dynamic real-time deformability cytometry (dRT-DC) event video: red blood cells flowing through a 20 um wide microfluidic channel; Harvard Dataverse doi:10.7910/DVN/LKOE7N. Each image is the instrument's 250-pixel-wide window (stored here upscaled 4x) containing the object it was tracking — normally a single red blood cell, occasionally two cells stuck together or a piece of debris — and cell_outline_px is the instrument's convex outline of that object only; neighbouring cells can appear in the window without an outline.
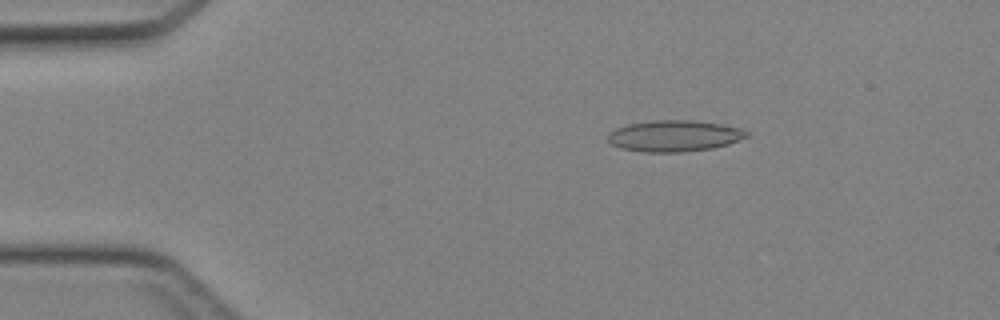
{"species": "Egyptian fruit bat (a non-hibernating species)", "species_latin": "Rousettus aegyptiacus", "temperature_condition": "cold", "stored_images_in_passage": 45, "camera_frame_rate_fps": 3000, "um_per_image_px": 0.085, "animal": {"sex": "female"}, "frame": {"image": 1, "passage_image": 8, "time_ms": 2.333, "image_size_px": [1000, 320], "cell_outline_px": [[748, 136], [728, 144], [712, 148], [684, 152], [644, 152], [620, 148], [612, 144], [608, 140], [608, 132], [616, 128], [628, 124], [652, 120], [692, 120], [720, 124], [740, 128], [748, 132]], "centroid_in_image_um": [57.29, 11.55], "position_along_channel_um": 27.7, "area_um2": 25.26}}
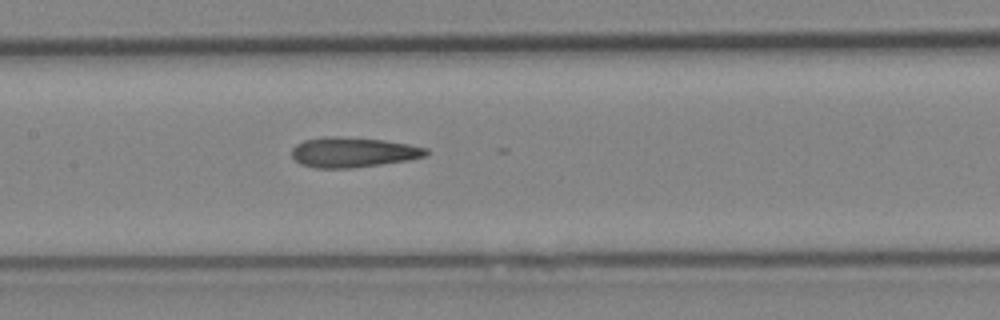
{"frame": {"image": 2, "passage_image": 22, "time_ms": 7.0, "image_size_px": [1000, 320], "cell_outline_px": [[428, 156], [408, 160], [380, 164], [348, 168], [316, 168], [300, 164], [292, 156], [292, 148], [296, 144], [304, 140], [324, 136], [336, 136], [384, 140], [408, 144], [428, 148]], "centroid_in_image_um": [30.01, 12.94], "position_along_channel_um": 177.4, "area_um2": 23.52}}
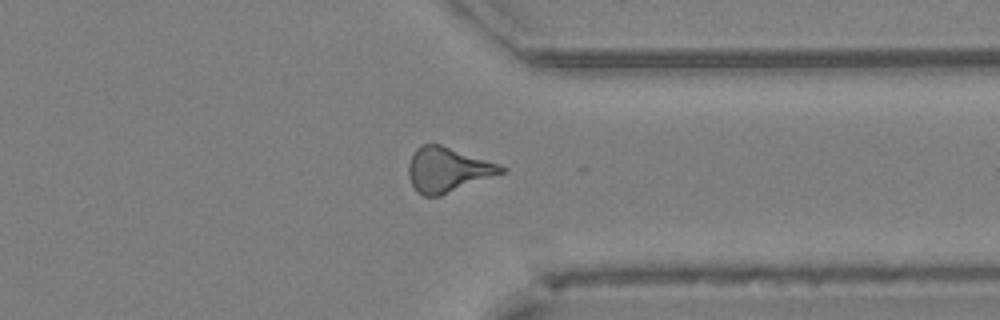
{"frame": {"image": 3, "passage_image": 35, "time_ms": 11.333, "image_size_px": [1000, 320], "cell_outline_px": [[508, 172], [440, 196], [424, 196], [416, 192], [408, 176], [408, 164], [416, 148], [424, 144], [440, 144], [500, 164], [508, 168]], "centroid_in_image_um": [38.09, 14.44], "position_along_channel_um": 373.3, "area_um2": 24.45}}